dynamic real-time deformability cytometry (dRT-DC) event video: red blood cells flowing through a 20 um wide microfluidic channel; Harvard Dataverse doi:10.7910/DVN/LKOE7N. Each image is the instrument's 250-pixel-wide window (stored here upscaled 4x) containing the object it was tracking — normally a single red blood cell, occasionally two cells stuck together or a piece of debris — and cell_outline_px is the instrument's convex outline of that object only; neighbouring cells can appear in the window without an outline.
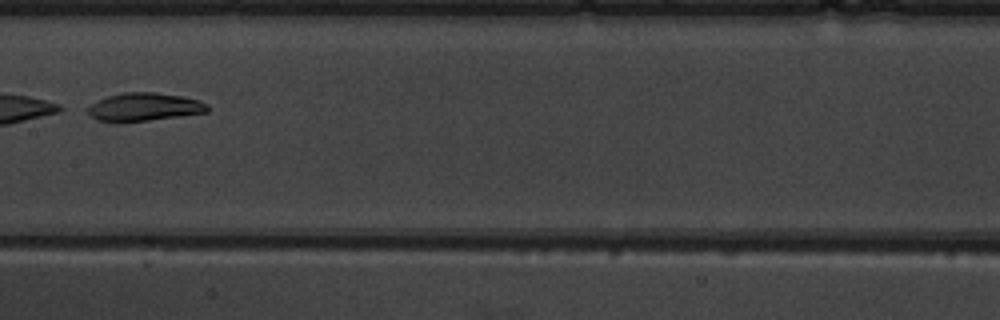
{"species": "common noctule bat (a hibernating species)", "species_latin": "Nyctalus noctula", "temperature_condition": "warm", "stored_images_in_passage": 12, "camera_frame_rate_fps": 3000, "um_per_image_px": 0.085, "animal": {"sex": "male", "body_mass_g": 19.5, "forearm_length_mm": 54.6}, "frame": {"image": 1, "passage_image": 6, "time_ms": 6.667, "image_size_px": [1000, 320], "cell_outline_px": [[208, 112], [120, 124], [116, 124], [96, 120], [84, 108], [108, 96], [124, 92], [156, 92], [184, 96], [200, 100], [208, 104]], "centroid_in_image_um": [12.23, 9.11], "position_along_channel_um": 195.2, "area_um2": 20.06}}
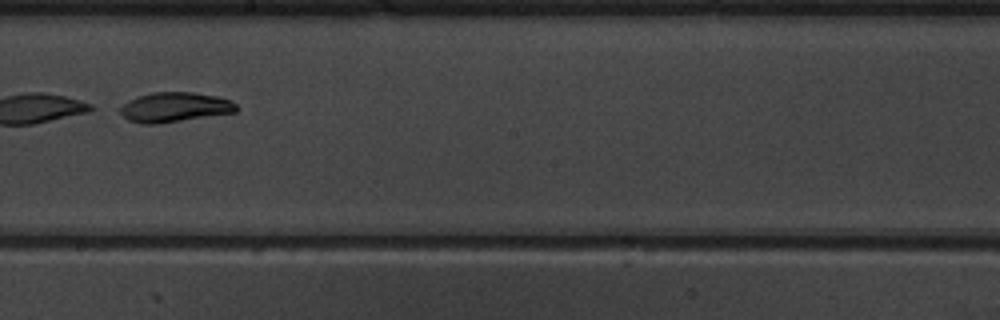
{"frame": {"image": 2, "passage_image": 7, "time_ms": 7.667, "image_size_px": [1000, 320], "cell_outline_px": [[236, 112], [160, 124], [140, 124], [128, 120], [120, 112], [120, 108], [128, 100], [136, 96], [152, 92], [192, 92], [216, 96], [228, 100], [236, 104]], "centroid_in_image_um": [14.81, 9.12], "position_along_channel_um": 233.4, "area_um2": 20.17}}
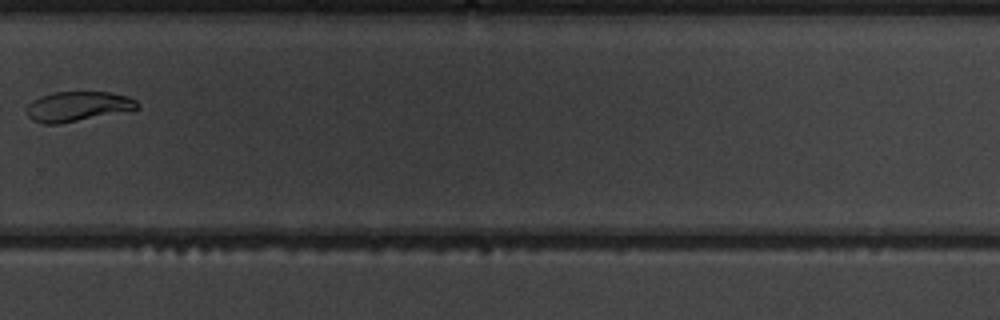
{"frame": {"image": 3, "passage_image": 9, "time_ms": 10.0, "image_size_px": [1000, 320], "cell_outline_px": [[140, 108], [132, 112], [60, 124], [44, 124], [32, 120], [28, 116], [28, 104], [32, 100], [40, 96], [56, 92], [108, 92], [128, 96], [136, 100], [140, 104]], "centroid_in_image_um": [6.71, 9.07], "position_along_channel_um": 323.1, "area_um2": 19.83}, "authors_computed_cell_mechanics": {"area_um2": 20.1722, "velocity_mm_per_s": 3.8586, "shape_relaxation_time_tau1_ms": 2.3999, "shape_relaxation_time_tau2_ms": null, "deformation_change_tau1": 0.1166, "deformation_change_tau2": null}}